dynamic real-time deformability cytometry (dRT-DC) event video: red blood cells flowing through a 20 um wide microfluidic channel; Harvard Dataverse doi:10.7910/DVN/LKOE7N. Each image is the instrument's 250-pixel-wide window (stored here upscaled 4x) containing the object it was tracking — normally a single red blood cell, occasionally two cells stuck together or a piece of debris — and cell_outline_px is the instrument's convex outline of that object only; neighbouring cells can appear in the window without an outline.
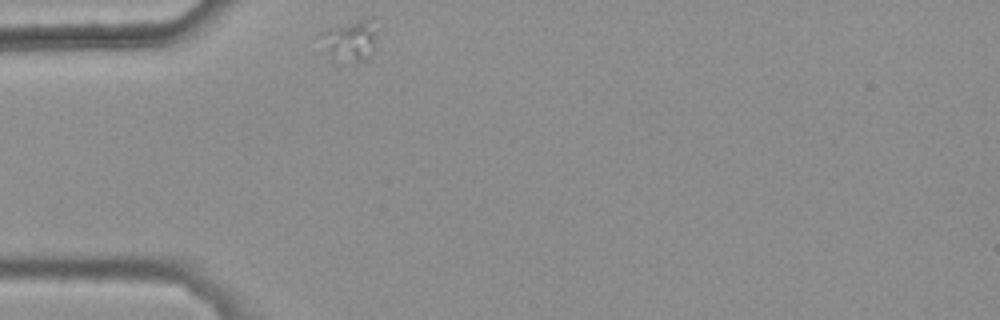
{"species": "common noctule bat (a hibernating species)", "species_latin": "Nyctalus noctula", "temperature_condition": "warm", "stored_images_in_passage": 3, "camera_frame_rate_fps": 3000, "um_per_image_px": 0.085, "animal": {"sex": "female", "body_mass_g": 25.1}, "frame": {"image": 1, "passage_image": 1, "time_ms": 0.0, "image_size_px": [1000, 320], "cell_outline_px": [[376, 32], [372, 44], [364, 60], [344, 64], [336, 64], [316, 36], [320, 32], [328, 28], [364, 20]], "centroid_in_image_um": [29.57, 3.55], "position_along_channel_um": 55.4, "area_um2": 12.77}}